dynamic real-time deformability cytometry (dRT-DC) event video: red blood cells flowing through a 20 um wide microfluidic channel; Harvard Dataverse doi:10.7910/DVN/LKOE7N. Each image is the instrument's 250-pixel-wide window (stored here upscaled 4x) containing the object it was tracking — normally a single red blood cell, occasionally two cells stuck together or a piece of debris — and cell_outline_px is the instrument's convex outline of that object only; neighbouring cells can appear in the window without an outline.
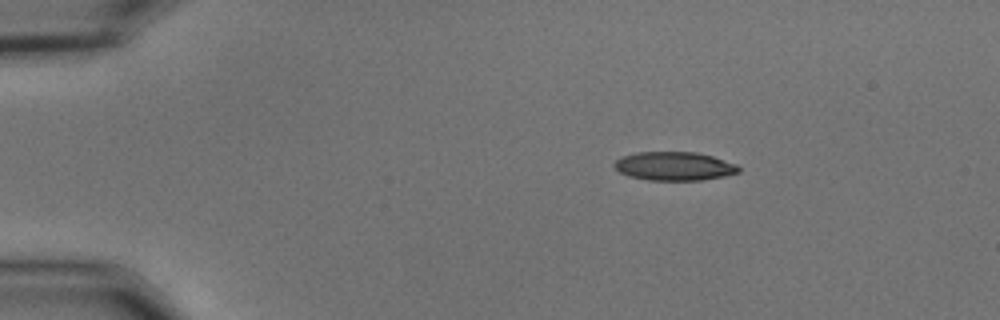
{"species": "common noctule bat (a hibernating species)", "species_latin": "Nyctalus noctula", "temperature_condition": "cold", "stored_images_in_passage": 47, "camera_frame_rate_fps": 3000, "um_per_image_px": 0.085, "animal": {"sex": "male", "body_mass_g": 15.6}, "frame": {"image": 1, "passage_image": 1, "time_ms": 0.0, "image_size_px": [1000, 320], "cell_outline_px": [[740, 172], [724, 176], [700, 180], [648, 180], [628, 176], [620, 172], [612, 164], [620, 156], [636, 152], [696, 152], [712, 156], [736, 164], [740, 168]], "centroid_in_image_um": [57.28, 14.12], "position_along_channel_um": 27.7, "area_um2": 20.81}}
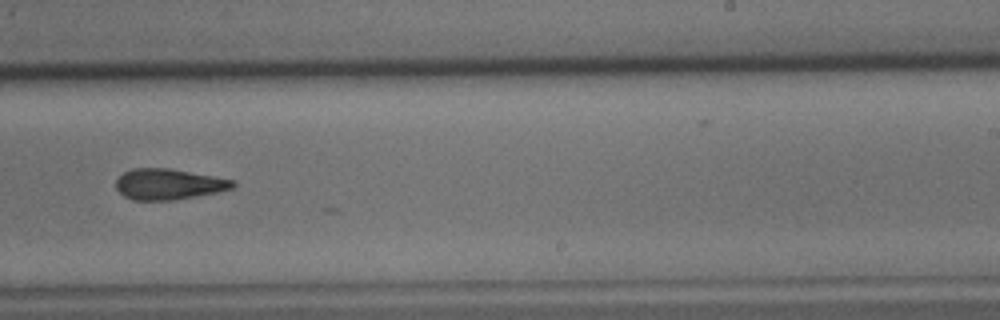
{"frame": {"image": 2, "passage_image": 27, "time_ms": 8.667, "image_size_px": [1000, 320], "cell_outline_px": [[236, 184], [232, 188], [220, 192], [172, 200], [132, 200], [124, 196], [116, 188], [116, 180], [124, 172], [132, 168], [168, 168], [236, 180]], "centroid_in_image_um": [14.34, 15.66], "position_along_channel_um": 274.7, "area_um2": 20.98}}
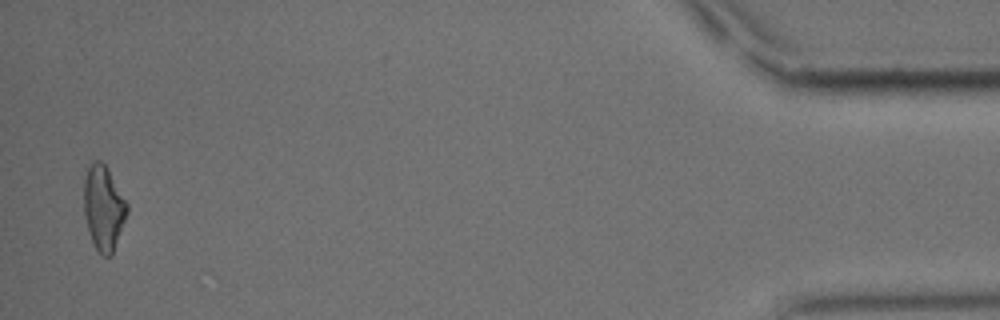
{"frame": {"image": 3, "passage_image": 46, "time_ms": 15.0, "image_size_px": [1000, 320], "cell_outline_px": [[128, 212], [112, 256], [104, 256], [96, 248], [88, 232], [84, 216], [84, 180], [88, 168], [92, 160], [100, 160], [108, 168], [128, 204]], "centroid_in_image_um": [8.8, 17.66], "position_along_channel_um": 426.4, "area_um2": 21.39}, "authors_computed_cell_mechanics": {"area_um2": 21.3282, "velocity_mm_per_s": 3.6468, "shape_relaxation_time_tau1_ms": null, "shape_relaxation_time_tau2_ms": 5.7759, "deformation_change_tau1": null, "deformation_change_tau2": 0.1637}}